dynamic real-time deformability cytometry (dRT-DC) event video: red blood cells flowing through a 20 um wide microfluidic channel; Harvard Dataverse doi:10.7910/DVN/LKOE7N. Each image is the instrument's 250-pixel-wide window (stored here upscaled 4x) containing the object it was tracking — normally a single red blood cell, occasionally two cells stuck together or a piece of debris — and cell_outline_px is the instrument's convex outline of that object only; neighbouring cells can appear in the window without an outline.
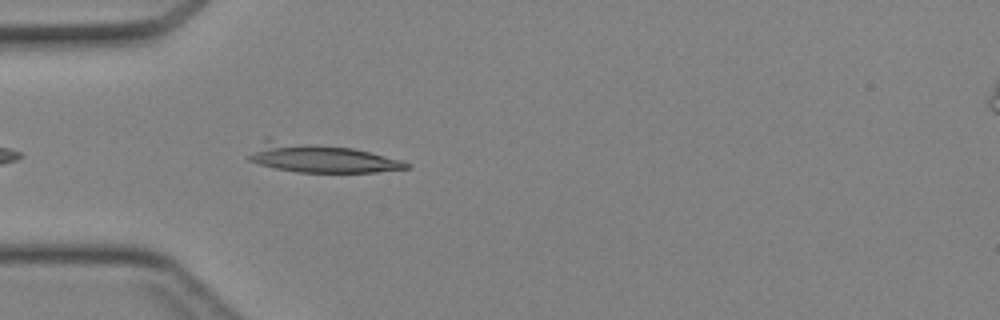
{"species": "Egyptian fruit bat (a non-hibernating species)", "species_latin": "Rousettus aegyptiacus", "temperature_condition": "cold", "stored_images_in_passage": 34, "camera_frame_rate_fps": 3000, "um_per_image_px": 0.085, "animal": {"sex": "female"}, "frame": {"image": 1, "passage_image": 3, "time_ms": 0.667, "image_size_px": [1000, 320], "cell_outline_px": [[412, 168], [376, 172], [300, 172], [276, 168], [260, 164], [248, 160], [248, 156], [264, 136], [268, 136], [352, 148], [404, 160], [412, 164]], "centroid_in_image_um": [27.23, 13.38], "position_along_channel_um": 57.8, "area_um2": 27.17}}
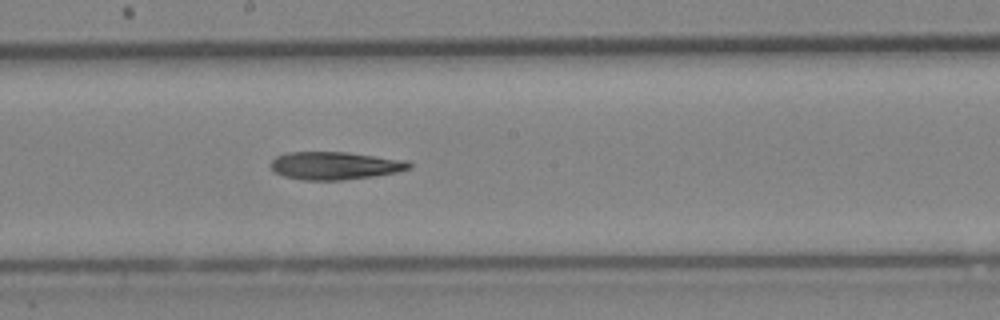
{"frame": {"image": 2, "passage_image": 14, "time_ms": 4.333, "image_size_px": [1000, 320], "cell_outline_px": [[412, 168], [396, 172], [376, 176], [344, 180], [304, 180], [284, 176], [276, 172], [272, 168], [272, 160], [276, 156], [288, 152], [348, 152], [408, 160], [412, 164]], "centroid_in_image_um": [28.53, 14.07], "position_along_channel_um": 219.7, "area_um2": 22.54}}
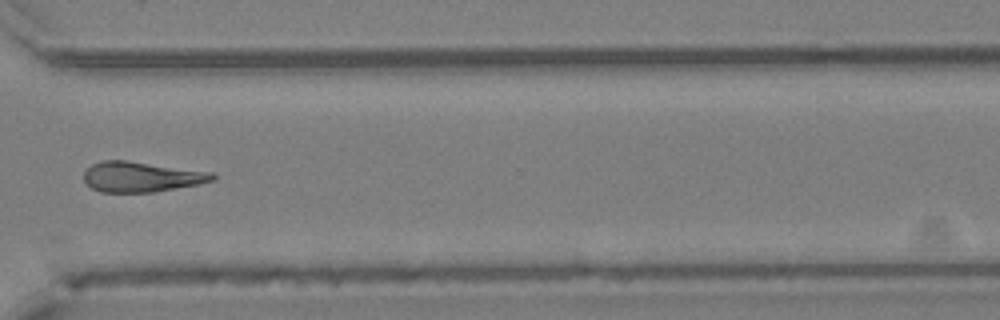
{"frame": {"image": 3, "passage_image": 23, "time_ms": 7.333, "image_size_px": [1000, 320], "cell_outline_px": [[216, 180], [196, 184], [152, 192], [100, 192], [92, 188], [84, 180], [84, 172], [92, 164], [104, 160], [124, 160], [212, 172], [216, 176]], "centroid_in_image_um": [12.0, 15.03], "position_along_channel_um": 358.6, "area_um2": 22.37}}